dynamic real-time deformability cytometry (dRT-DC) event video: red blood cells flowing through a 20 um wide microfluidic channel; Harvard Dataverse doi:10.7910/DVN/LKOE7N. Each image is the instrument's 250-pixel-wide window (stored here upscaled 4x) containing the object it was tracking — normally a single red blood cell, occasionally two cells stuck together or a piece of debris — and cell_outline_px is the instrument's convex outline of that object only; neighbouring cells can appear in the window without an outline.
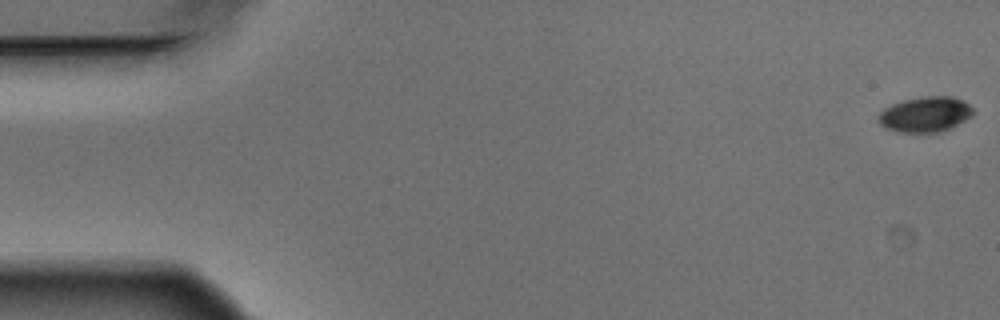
{"species": "Egyptian fruit bat (a non-hibernating species)", "species_latin": "Rousettus aegyptiacus", "temperature_condition": "warm", "stored_images_in_passage": 6, "camera_frame_rate_fps": 3000, "um_per_image_px": 0.085, "animal": {"sex": "male"}, "frame": {"image": 1, "passage_image": 1, "time_ms": 0.0, "image_size_px": [1000, 320], "cell_outline_px": [[976, 112], [972, 116], [940, 132], [896, 132], [884, 128], [876, 120], [876, 116], [884, 108], [892, 104], [904, 100], [924, 96], [952, 96], [964, 100]], "centroid_in_image_um": [78.61, 9.71], "position_along_channel_um": 6.4, "area_um2": 19.65}}
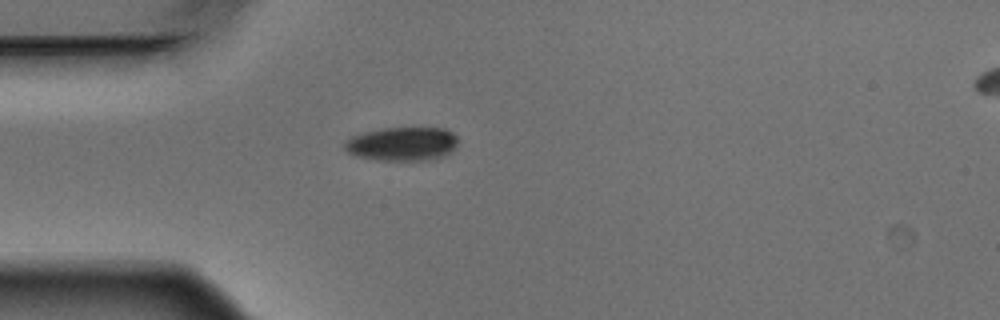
{"frame": {"image": 2, "passage_image": 5, "time_ms": 1.333, "image_size_px": [1000, 320], "cell_outline_px": [[456, 148], [452, 152], [444, 156], [432, 160], [376, 160], [360, 156], [348, 152], [344, 148], [344, 140], [352, 136], [364, 132], [384, 128], [444, 128], [452, 132], [456, 136]], "centroid_in_image_um": [34.21, 12.23], "position_along_channel_um": 50.8, "area_um2": 22.37}}